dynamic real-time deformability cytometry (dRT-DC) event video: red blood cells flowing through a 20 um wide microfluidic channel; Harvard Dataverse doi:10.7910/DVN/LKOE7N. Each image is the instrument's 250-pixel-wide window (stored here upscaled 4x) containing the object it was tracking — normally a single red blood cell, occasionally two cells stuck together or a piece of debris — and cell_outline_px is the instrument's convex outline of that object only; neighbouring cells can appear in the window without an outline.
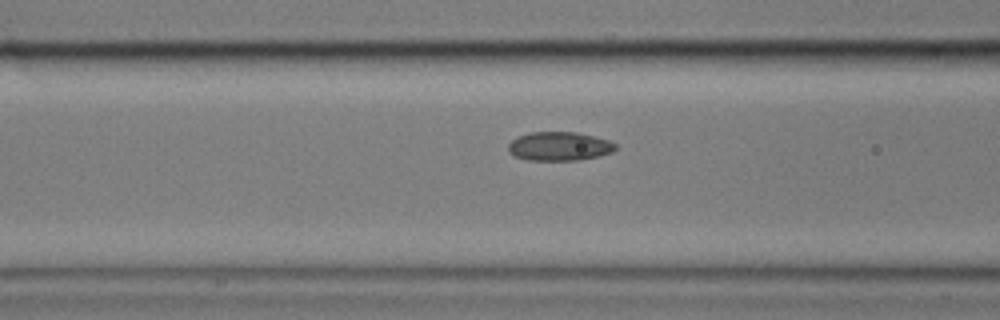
{"species": "common noctule bat (a hibernating species)", "species_latin": "Nyctalus noctula", "temperature_condition": "cold", "stored_images_in_passage": 16, "camera_frame_rate_fps": 3000, "um_per_image_px": 0.085, "animal": {"sex": "male", "body_mass_g": 17.9}, "frame": {"image": 1, "passage_image": 10, "time_ms": 3.0, "image_size_px": [1000, 320], "cell_outline_px": [[616, 148], [612, 152], [600, 156], [580, 160], [528, 160], [512, 156], [508, 152], [508, 144], [512, 140], [520, 136], [532, 132], [576, 132], [608, 140], [616, 144]], "centroid_in_image_um": [47.53, 12.45], "position_along_channel_um": 119.1, "area_um2": 18.03}}